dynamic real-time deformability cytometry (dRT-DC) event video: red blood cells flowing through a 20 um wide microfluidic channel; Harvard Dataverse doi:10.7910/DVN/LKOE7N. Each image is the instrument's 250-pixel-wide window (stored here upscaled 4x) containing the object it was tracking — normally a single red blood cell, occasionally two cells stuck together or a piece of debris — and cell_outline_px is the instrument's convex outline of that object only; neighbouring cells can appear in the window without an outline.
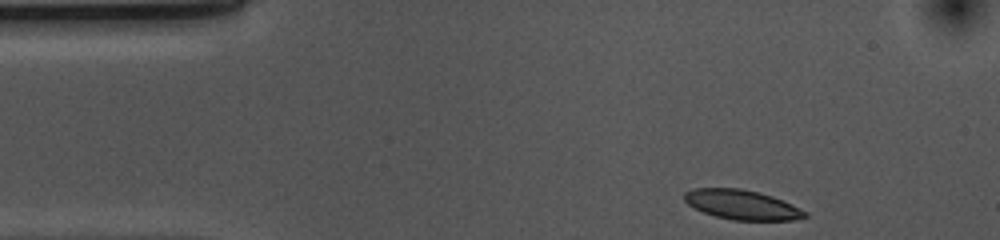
{"species": "common noctule bat (a hibernating species)", "species_latin": "Nyctalus noctula", "temperature_condition": "cold", "stored_images_in_passage": 37, "camera_frame_rate_fps": 3000, "um_per_image_px": 0.085, "animal": {"sex": "female", "body_mass_g": 10.0, "forearm_length_mm": 53.1}, "frame": {"image": 1, "passage_image": 1, "time_ms": 0.0, "image_size_px": [1000, 240], "cell_outline_px": [[808, 216], [792, 220], [732, 220], [716, 216], [704, 212], [688, 204], [684, 200], [684, 192], [692, 188], [740, 188], [772, 196], [792, 204], [808, 212]], "centroid_in_image_um": [63.06, 17.4], "position_along_channel_um": 21.9, "area_um2": 20.69}}
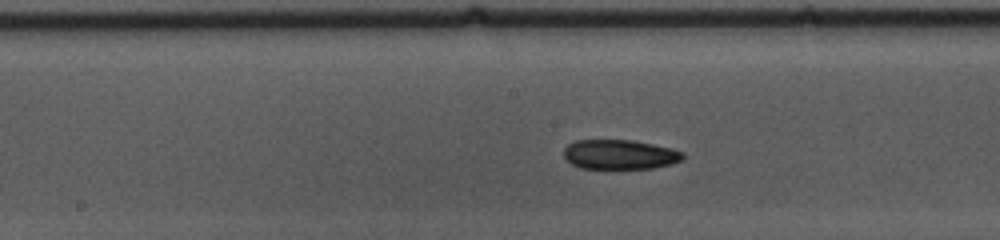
{"frame": {"image": 2, "passage_image": 20, "time_ms": 6.333, "image_size_px": [1000, 240], "cell_outline_px": [[684, 156], [680, 160], [672, 164], [652, 168], [580, 168], [572, 164], [564, 156], [564, 148], [568, 144], [576, 140], [632, 140], [672, 148], [684, 152]], "centroid_in_image_um": [52.68, 13.12], "position_along_channel_um": 195.5, "area_um2": 20.46}}
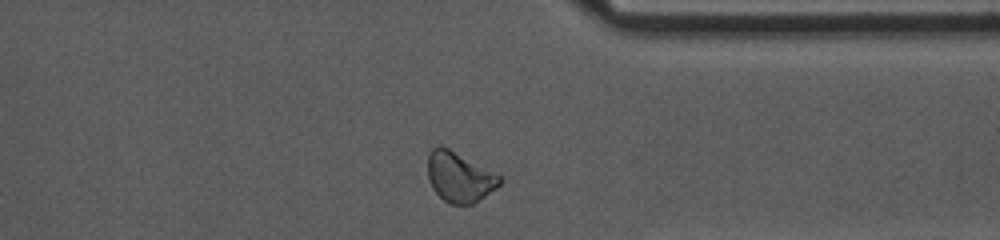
{"frame": {"image": 3, "passage_image": 35, "time_ms": 11.333, "image_size_px": [1000, 240], "cell_outline_px": [[500, 184], [496, 188], [472, 204], [452, 204], [444, 200], [432, 188], [428, 180], [428, 156], [432, 148], [440, 144], [448, 148], [500, 176]], "centroid_in_image_um": [39.0, 15.04], "position_along_channel_um": 372.4, "area_um2": 20.52}}